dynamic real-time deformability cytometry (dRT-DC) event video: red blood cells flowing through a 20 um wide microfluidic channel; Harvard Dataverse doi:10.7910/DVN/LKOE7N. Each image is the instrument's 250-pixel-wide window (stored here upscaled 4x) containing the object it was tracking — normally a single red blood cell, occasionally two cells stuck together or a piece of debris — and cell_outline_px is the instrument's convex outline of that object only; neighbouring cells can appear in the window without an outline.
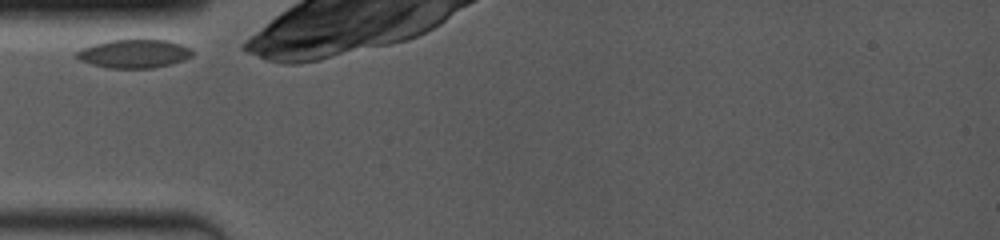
{"species": "common noctule bat (a hibernating species)", "species_latin": "Nyctalus noctula", "temperature_condition": "room temperature", "stored_images_in_passage": 26, "camera_frame_rate_fps": 4000, "um_per_image_px": 0.085, "animal": {"sex": "female", "body_mass_g": 19.0, "forearm_length_mm": 53.3}, "frame": {"image": 1, "passage_image": 1, "time_ms": 0.0, "image_size_px": [1000, 240], "cell_outline_px": [[192, 56], [184, 60], [152, 68], [108, 68], [92, 64], [80, 60], [76, 56], [76, 52], [84, 48], [108, 40], [168, 40], [192, 48]], "centroid_in_image_um": [11.43, 4.56], "position_along_channel_um": 73.6, "area_um2": 18.96}}
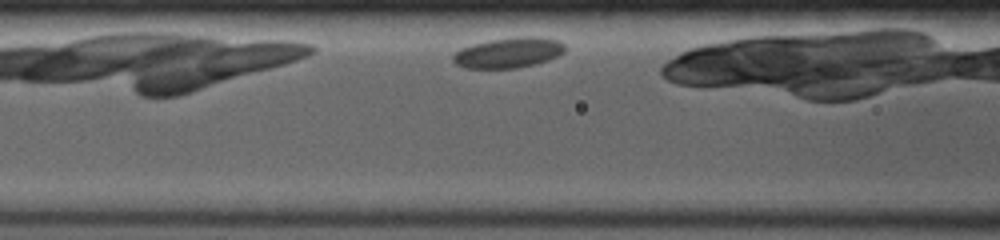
{"frame": {"image": 2, "passage_image": 11, "time_ms": 1.5, "image_size_px": [1000, 240], "cell_outline_px": [[564, 52], [548, 60], [536, 64], [516, 68], [464, 68], [456, 64], [452, 60], [452, 56], [460, 48], [472, 44], [492, 40], [520, 36], [536, 36], [556, 40], [564, 44]], "centroid_in_image_um": [43.2, 4.48], "position_along_channel_um": 123.4, "area_um2": 19.71}}